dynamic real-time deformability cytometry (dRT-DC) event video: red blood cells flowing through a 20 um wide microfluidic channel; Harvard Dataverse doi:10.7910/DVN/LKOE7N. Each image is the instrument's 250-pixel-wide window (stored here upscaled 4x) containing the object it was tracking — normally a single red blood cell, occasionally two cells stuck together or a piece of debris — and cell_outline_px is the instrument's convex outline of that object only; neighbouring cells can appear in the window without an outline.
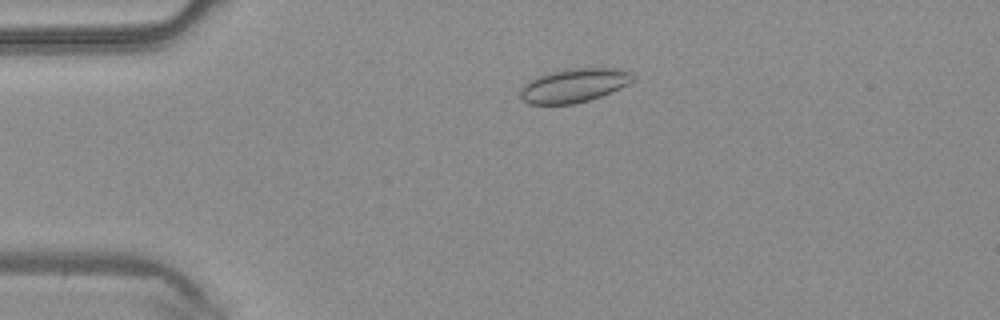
{"species": "common noctule bat (a hibernating species)", "species_latin": "Nyctalus noctula", "temperature_condition": "warm", "stored_images_in_passage": 46, "camera_frame_rate_fps": 3000, "um_per_image_px": 0.085, "animal": {"sex": "male", "body_mass_g": 20.4}, "frame": {"image": 1, "passage_image": 10, "time_ms": 3.0, "image_size_px": [1000, 320], "cell_outline_px": [[632, 80], [628, 84], [620, 88], [600, 96], [588, 100], [572, 104], [528, 104], [520, 96], [520, 88], [524, 84], [540, 76], [552, 72], [572, 68], [612, 68], [628, 72], [632, 76]], "centroid_in_image_um": [48.75, 7.27], "position_along_channel_um": 36.2, "area_um2": 21.62}}
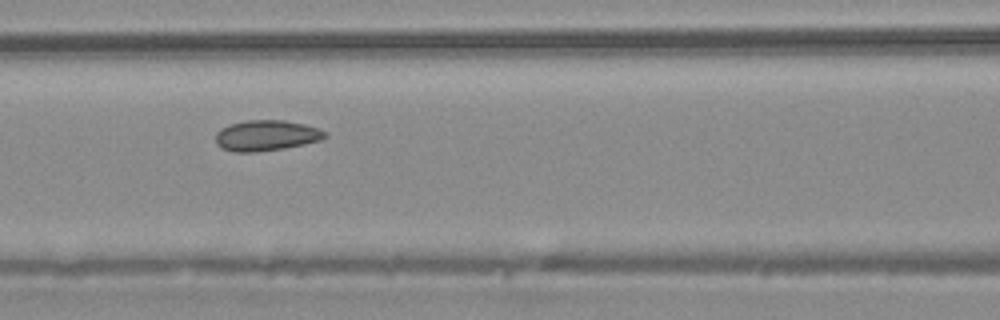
{"frame": {"image": 2, "passage_image": 20, "time_ms": 6.333, "image_size_px": [1000, 320], "cell_outline_px": [[328, 136], [320, 140], [304, 144], [284, 148], [256, 152], [232, 152], [220, 148], [216, 144], [216, 132], [220, 128], [244, 120], [284, 120], [304, 124], [320, 128], [328, 132]], "centroid_in_image_um": [22.64, 11.52], "position_along_channel_um": 144.0, "area_um2": 19.77}}
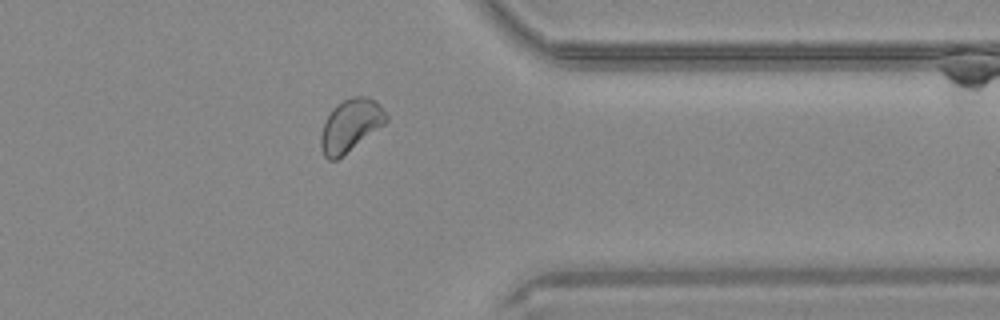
{"frame": {"image": 3, "passage_image": 37, "time_ms": 12.0, "image_size_px": [1000, 320], "cell_outline_px": [[388, 120], [384, 124], [336, 160], [328, 160], [324, 156], [320, 148], [320, 136], [324, 124], [332, 108], [336, 104], [344, 100], [356, 96], [368, 96], [376, 100], [380, 104], [388, 116]], "centroid_in_image_um": [29.79, 10.64], "position_along_channel_um": 381.6, "area_um2": 19.77}}